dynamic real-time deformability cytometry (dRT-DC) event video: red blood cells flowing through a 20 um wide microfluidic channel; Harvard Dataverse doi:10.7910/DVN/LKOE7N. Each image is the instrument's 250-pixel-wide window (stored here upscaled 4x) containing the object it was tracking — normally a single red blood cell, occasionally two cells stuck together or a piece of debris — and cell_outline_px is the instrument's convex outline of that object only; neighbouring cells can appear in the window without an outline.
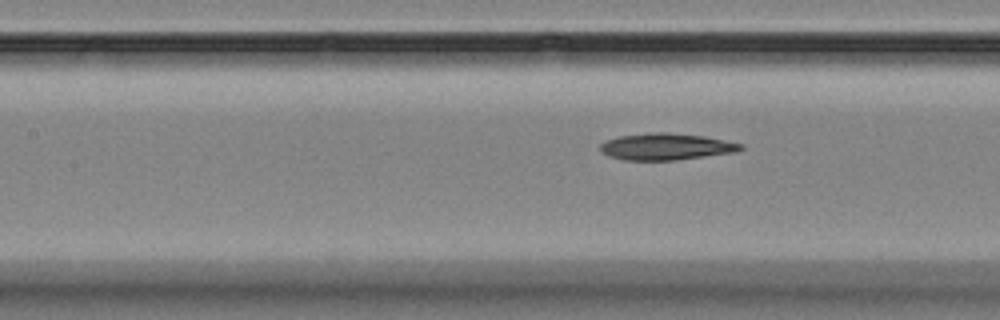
{"species": "Egyptian fruit bat (a non-hibernating species)", "species_latin": "Rousettus aegyptiacus", "temperature_condition": "room temperature", "stored_images_in_passage": 5, "segment_of_instrument_passage": [2, 2], "camera_frame_rate_fps": 3000, "um_per_image_px": 0.085, "animal": {"sex": "female"}, "frame": {"image": 1, "passage_image": 5, "time_ms": 4.667, "image_size_px": [1000, 320], "cell_outline_px": [[744, 148], [736, 152], [676, 160], [624, 160], [608, 156], [600, 152], [600, 144], [604, 140], [620, 136], [656, 132], [664, 132], [704, 136], [744, 144]], "centroid_in_image_um": [56.6, 12.47], "position_along_channel_um": 150.8, "area_um2": 21.85}}